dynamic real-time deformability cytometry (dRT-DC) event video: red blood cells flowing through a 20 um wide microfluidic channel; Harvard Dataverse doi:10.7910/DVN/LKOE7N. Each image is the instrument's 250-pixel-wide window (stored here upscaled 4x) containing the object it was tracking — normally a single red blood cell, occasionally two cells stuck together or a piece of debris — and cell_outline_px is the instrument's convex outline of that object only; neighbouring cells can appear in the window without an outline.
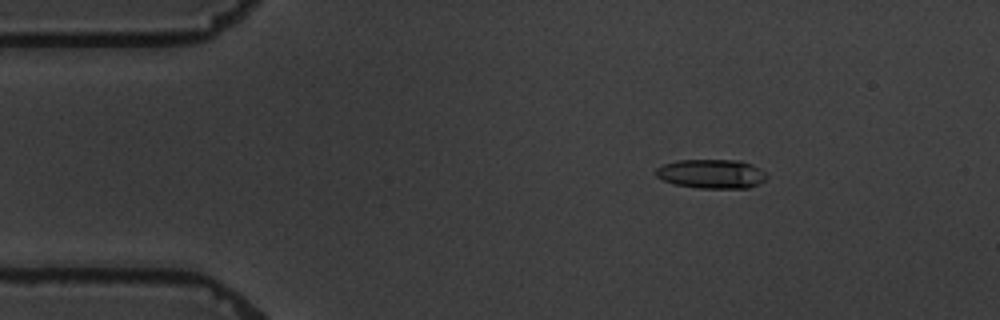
{"species": "common noctule bat (a hibernating species)", "species_latin": "Nyctalus noctula", "temperature_condition": "warm", "stored_images_in_passage": 4, "camera_frame_rate_fps": 3000, "um_per_image_px": 0.085, "animal": {"sex": "male", "body_mass_g": 19.5, "forearm_length_mm": 54.6}, "frame": {"image": 1, "passage_image": 2, "time_ms": 1.0, "image_size_px": [1000, 320], "cell_outline_px": [[768, 176], [764, 180], [748, 188], [700, 188], [676, 184], [664, 180], [656, 176], [656, 168], [664, 164], [676, 160], [740, 160], [752, 164], [764, 172]], "centroid_in_image_um": [60.47, 14.77], "position_along_channel_um": 24.5, "area_um2": 18.67}}
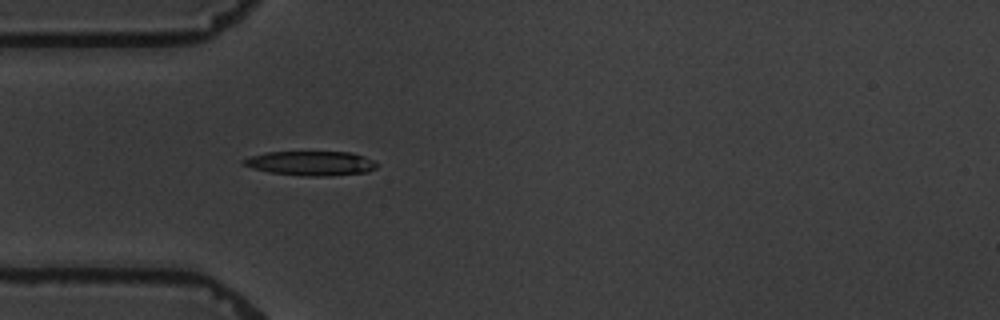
{"frame": {"image": 2, "passage_image": 4, "time_ms": 3.667, "image_size_px": [1000, 320], "cell_outline_px": [[376, 168], [368, 172], [328, 176], [304, 176], [268, 172], [252, 168], [240, 164], [240, 160], [264, 152], [352, 152], [364, 156], [372, 160], [376, 164]], "centroid_in_image_um": [26.38, 13.88], "position_along_channel_um": 58.6, "area_um2": 19.07}}